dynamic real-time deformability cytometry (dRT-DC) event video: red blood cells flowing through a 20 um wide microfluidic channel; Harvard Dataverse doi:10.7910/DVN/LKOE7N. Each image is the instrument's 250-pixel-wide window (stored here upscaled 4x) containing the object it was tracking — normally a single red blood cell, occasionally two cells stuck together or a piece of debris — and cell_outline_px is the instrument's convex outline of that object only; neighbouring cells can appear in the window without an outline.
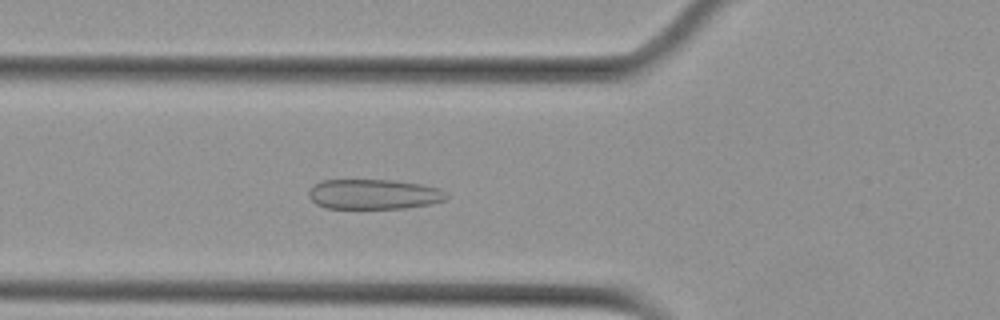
{"species": "Egyptian fruit bat (a non-hibernating species)", "species_latin": "Rousettus aegyptiacus", "temperature_condition": "cold", "stored_images_in_passage": 37, "camera_frame_rate_fps": 3000, "um_per_image_px": 0.085, "animal": {"sex": "female"}, "frame": {"image": 1, "passage_image": 10, "time_ms": 3.0, "image_size_px": [1000, 320], "cell_outline_px": [[448, 196], [444, 200], [428, 204], [404, 208], [324, 208], [316, 204], [308, 196], [308, 192], [316, 184], [324, 180], [392, 180], [420, 184], [440, 188]], "centroid_in_image_um": [31.76, 16.51], "position_along_channel_um": 94.0, "area_um2": 23.87}}
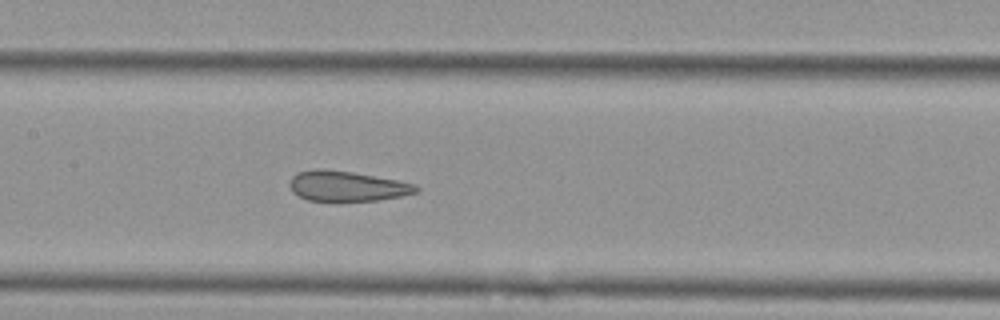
{"frame": {"image": 2, "passage_image": 17, "time_ms": 5.333, "image_size_px": [1000, 320], "cell_outline_px": [[420, 188], [416, 192], [400, 196], [376, 200], [336, 204], [308, 200], [292, 192], [288, 184], [292, 176], [296, 172], [316, 168], [324, 168], [352, 172], [396, 180], [416, 184]], "centroid_in_image_um": [29.42, 15.85], "position_along_channel_um": 178.0, "area_um2": 23.06}}
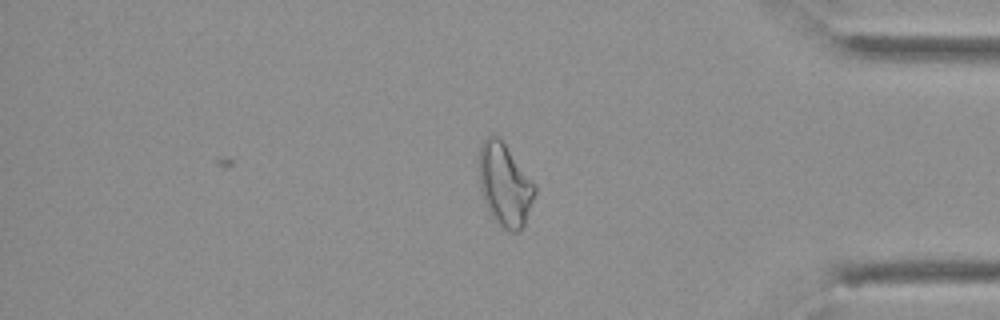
{"frame": {"image": 3, "passage_image": 37, "time_ms": 12.0, "image_size_px": [1000, 320], "cell_outline_px": [[536, 192], [524, 224], [520, 232], [508, 232], [488, 212], [480, 188], [480, 148], [484, 140], [488, 136], [496, 132], [500, 136], [536, 184]], "centroid_in_image_um": [42.93, 15.67], "position_along_channel_um": 392.3, "area_um2": 26.99}, "authors_computed_cell_mechanics": {"area_um2": 23.0622, "velocity_mm_per_s": 3.586, "shape_relaxation_time_tau1_ms": null, "shape_relaxation_time_tau2_ms": 1.2387, "deformation_change_tau1": null, "deformation_change_tau2": 0.0793}}